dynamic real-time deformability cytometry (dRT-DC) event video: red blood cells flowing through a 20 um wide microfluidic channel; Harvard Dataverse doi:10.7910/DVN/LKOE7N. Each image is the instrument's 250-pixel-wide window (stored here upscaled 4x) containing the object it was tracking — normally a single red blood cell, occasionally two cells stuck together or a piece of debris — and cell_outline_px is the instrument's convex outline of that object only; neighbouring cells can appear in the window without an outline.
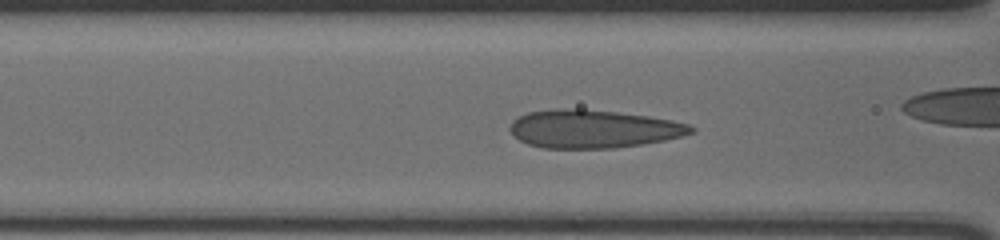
{"species": "human", "species_latin": "Homo sapiens", "temperature_condition": "cold", "stored_images_in_passage": 54, "camera_frame_rate_fps": 3000, "um_per_image_px": 0.085, "donor": {"sex": "male"}, "frame": {"image": 1, "passage_image": 24, "time_ms": 7.667, "image_size_px": [1000, 240], "cell_outline_px": [[696, 132], [664, 140], [644, 144], [616, 148], [544, 148], [528, 144], [520, 140], [508, 128], [512, 120], [528, 112], [556, 108], [576, 108], [616, 112], [648, 116], [672, 120], [688, 124], [696, 128]], "centroid_in_image_um": [50.43, 10.95], "position_along_channel_um": 116.2, "area_um2": 40.34}}
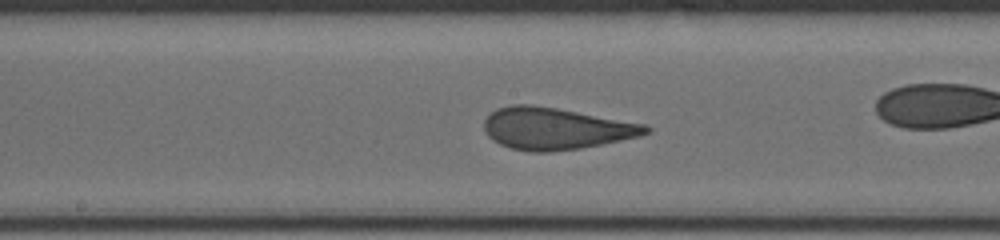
{"frame": {"image": 2, "passage_image": 31, "time_ms": 10.0, "image_size_px": [1000, 240], "cell_outline_px": [[652, 128], [648, 132], [640, 136], [580, 148], [548, 152], [532, 152], [512, 148], [500, 144], [492, 140], [488, 136], [484, 128], [484, 120], [496, 108], [512, 104], [528, 104], [556, 108], [648, 124]], "centroid_in_image_um": [47.23, 10.92], "position_along_channel_um": 201.0, "area_um2": 39.3}, "authors_computed_cell_mechanics": {"area_um2": 39.0728, "velocity_mm_per_s": 3.6168, "shape_relaxation_time_tau1_ms": 5.8336, "shape_relaxation_time_tau2_ms": null, "deformation_change_tau1": 0.1845, "deformation_change_tau2": null}}